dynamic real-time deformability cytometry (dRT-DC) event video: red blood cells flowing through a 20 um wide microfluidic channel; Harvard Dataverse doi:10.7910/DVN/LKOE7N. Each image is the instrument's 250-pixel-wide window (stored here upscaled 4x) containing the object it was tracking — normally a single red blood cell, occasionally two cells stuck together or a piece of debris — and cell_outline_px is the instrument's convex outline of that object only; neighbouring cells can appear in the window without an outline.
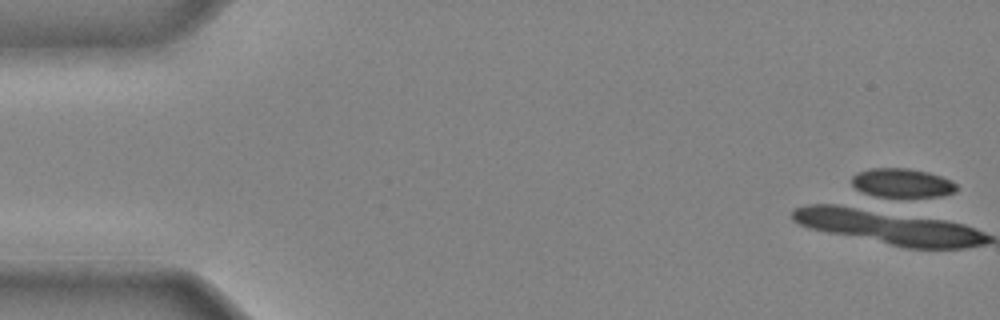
{"species": "common noctule bat (a hibernating species)", "species_latin": "Nyctalus noctula", "temperature_condition": "cold", "stored_images_in_passage": 11, "camera_frame_rate_fps": 3000, "um_per_image_px": 0.085, "animal": {"sex": "male", "body_mass_g": 20.4}, "frame": {"image": 1, "passage_image": 1, "time_ms": 0.0, "image_size_px": [1000, 320], "cell_outline_px": [[960, 188], [956, 192], [940, 196], [884, 200], [864, 192], [856, 188], [852, 184], [852, 176], [856, 172], [868, 168], [908, 168], [928, 172], [952, 180]], "centroid_in_image_um": [76.68, 15.6], "position_along_channel_um": 8.3, "area_um2": 18.67}}